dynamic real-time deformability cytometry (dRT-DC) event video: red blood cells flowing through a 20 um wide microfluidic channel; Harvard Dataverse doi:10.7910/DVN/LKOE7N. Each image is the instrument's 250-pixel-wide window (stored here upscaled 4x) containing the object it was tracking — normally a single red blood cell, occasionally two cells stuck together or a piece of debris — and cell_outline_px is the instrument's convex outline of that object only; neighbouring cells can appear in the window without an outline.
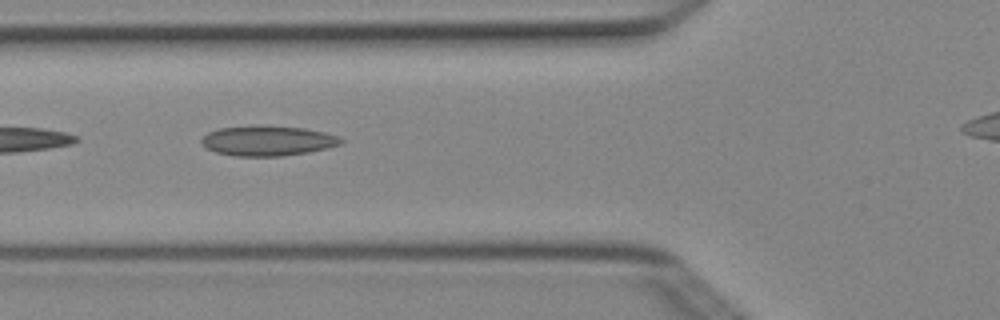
{"species": "Egyptian fruit bat (a non-hibernating species)", "species_latin": "Rousettus aegyptiacus", "temperature_condition": "cold", "stored_images_in_passage": 4, "camera_frame_rate_fps": 3000, "um_per_image_px": 0.085, "animal": {"sex": "female"}, "frame": {"image": 1, "passage_image": 3, "time_ms": 0.667, "image_size_px": [1000, 320], "cell_outline_px": [[344, 140], [340, 144], [328, 148], [308, 152], [284, 156], [236, 156], [216, 152], [208, 148], [200, 140], [208, 132], [220, 128], [304, 128], [324, 132], [340, 136]], "centroid_in_image_um": [22.82, 12.01], "position_along_channel_um": 103.0, "area_um2": 23.41}}
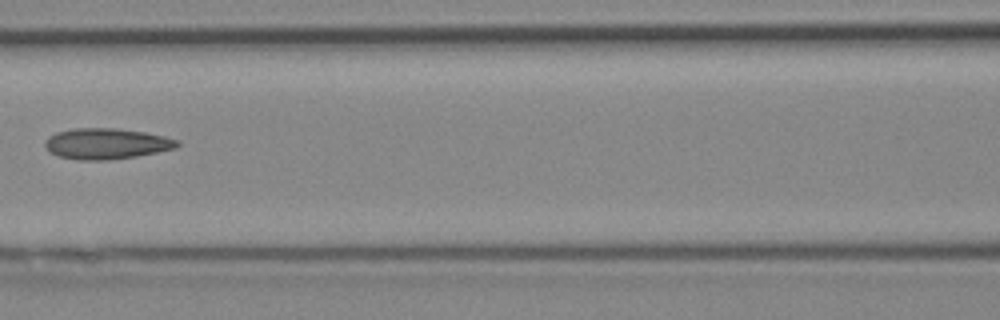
{"frame": {"image": 2, "passage_image": 4, "time_ms": 1.0, "image_size_px": [1000, 320], "cell_outline_px": [[180, 144], [176, 148], [136, 156], [112, 160], [76, 160], [60, 156], [52, 152], [44, 144], [44, 140], [48, 136], [56, 132], [72, 128], [116, 128], [144, 132], [164, 136], [180, 140]], "centroid_in_image_um": [9.05, 12.21], "position_along_channel_um": 157.5, "area_um2": 23.81}}